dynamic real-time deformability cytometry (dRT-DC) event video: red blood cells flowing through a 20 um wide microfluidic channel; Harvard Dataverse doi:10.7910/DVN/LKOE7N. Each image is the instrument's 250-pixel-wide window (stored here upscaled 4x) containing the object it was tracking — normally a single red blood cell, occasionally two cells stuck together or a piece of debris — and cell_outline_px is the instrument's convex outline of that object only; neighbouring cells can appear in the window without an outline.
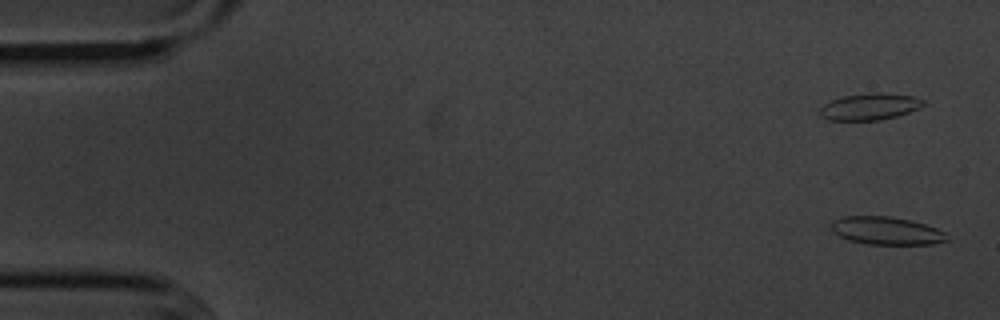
{"species": "common noctule bat (a hibernating species)", "species_latin": "Nyctalus noctula", "temperature_condition": "cold", "stored_images_in_passage": 17, "camera_frame_rate_fps": 3000, "um_per_image_px": 0.085, "animal": {"sex": "male", "body_mass_g": 20.1, "forearm_length_mm": 53.5}, "frame": {"image": 1, "passage_image": 3, "time_ms": 0.667, "image_size_px": [1000, 320], "cell_outline_px": [[948, 240], [932, 244], [868, 244], [848, 240], [840, 236], [832, 228], [832, 220], [844, 216], [888, 216], [908, 220], [924, 224], [936, 228], [944, 232]], "centroid_in_image_um": [75.33, 19.61], "position_along_channel_um": 9.7, "area_um2": 18.5}}